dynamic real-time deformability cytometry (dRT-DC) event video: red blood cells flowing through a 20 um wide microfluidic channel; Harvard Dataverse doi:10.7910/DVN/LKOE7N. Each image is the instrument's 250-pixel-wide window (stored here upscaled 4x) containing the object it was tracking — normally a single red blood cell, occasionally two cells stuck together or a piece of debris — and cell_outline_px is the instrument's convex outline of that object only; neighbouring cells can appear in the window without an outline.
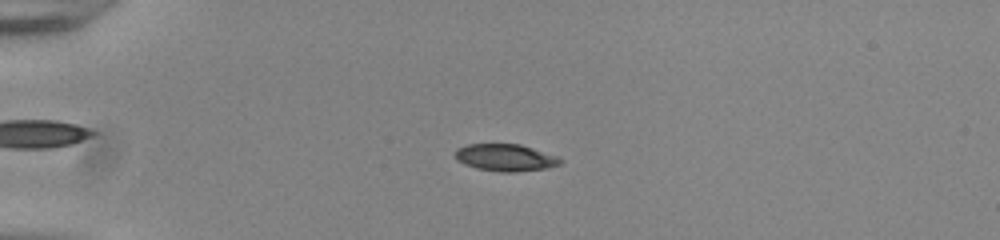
{"species": "common noctule bat (a hibernating species)", "species_latin": "Nyctalus noctula", "temperature_condition": "room temperature", "stored_images_in_passage": 51, "camera_frame_rate_fps": 3000, "um_per_image_px": 0.085, "animal": {"sex": "male", "body_mass_g": 20.0, "forearm_length_mm": 53.3}, "frame": {"image": 1, "passage_image": 11, "time_ms": 3.333, "image_size_px": [1000, 240], "cell_outline_px": [[564, 160], [560, 164], [548, 168], [516, 172], [500, 172], [476, 168], [464, 164], [456, 160], [456, 148], [468, 144], [520, 144], [556, 156]], "centroid_in_image_um": [42.96, 13.4], "position_along_channel_um": 42.0, "area_um2": 16.59}}
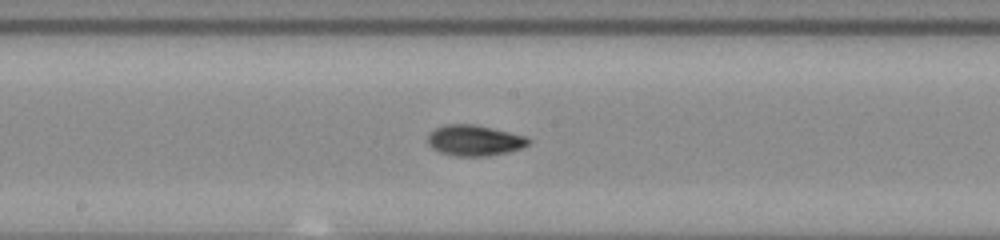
{"frame": {"image": 2, "passage_image": 27, "time_ms": 8.667, "image_size_px": [1000, 240], "cell_outline_px": [[532, 140], [528, 144], [520, 148], [508, 152], [488, 156], [456, 156], [440, 152], [432, 148], [428, 144], [428, 132], [444, 124], [476, 124], [528, 136]], "centroid_in_image_um": [40.33, 11.92], "position_along_channel_um": 207.9, "area_um2": 18.26}}
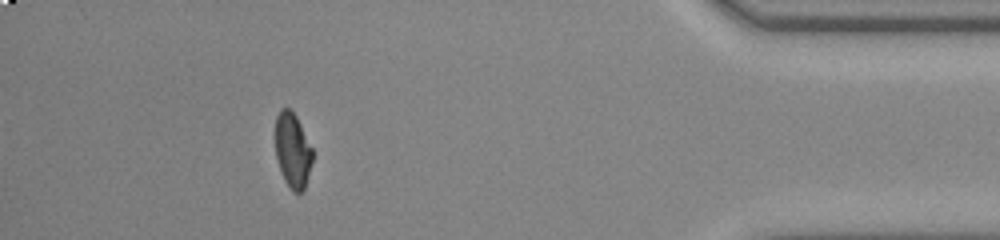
{"frame": {"image": 3, "passage_image": 46, "time_ms": 15.0, "image_size_px": [1000, 240], "cell_outline_px": [[312, 160], [304, 188], [300, 192], [292, 192], [284, 180], [276, 156], [276, 116], [280, 108], [288, 108], [296, 116], [312, 148]], "centroid_in_image_um": [24.86, 12.77], "position_along_channel_um": 410.3, "area_um2": 15.9}, "authors_computed_cell_mechanics": {"area_um2": 17.3978, "velocity_mm_per_s": 3.8982, "shape_relaxation_time_tau1_ms": 6.5329, "shape_relaxation_time_tau2_ms": 1.2021, "deformation_change_tau1": 0.1973, "deformation_change_tau2": 0.0466}}